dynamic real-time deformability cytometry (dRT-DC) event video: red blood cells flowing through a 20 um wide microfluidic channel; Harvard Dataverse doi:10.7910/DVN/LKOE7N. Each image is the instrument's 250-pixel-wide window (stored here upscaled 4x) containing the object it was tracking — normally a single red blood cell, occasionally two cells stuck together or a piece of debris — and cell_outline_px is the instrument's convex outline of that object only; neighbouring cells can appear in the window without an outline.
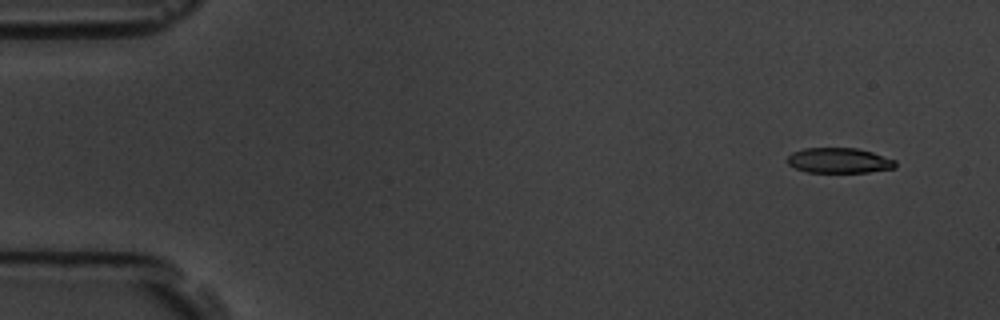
{"species": "common noctule bat (a hibernating species)", "species_latin": "Nyctalus noctula", "temperature_condition": "room temperature", "stored_images_in_passage": 5, "camera_frame_rate_fps": 3000, "um_per_image_px": 0.085, "animal": {"sex": "male", "body_mass_g": 19.5, "forearm_length_mm": 54.6}, "frame": {"image": 1, "passage_image": 2, "time_ms": 1.0, "image_size_px": [1000, 320], "cell_outline_px": [[896, 168], [868, 172], [808, 172], [796, 168], [788, 164], [784, 160], [792, 152], [804, 148], [856, 148], [872, 152], [896, 160]], "centroid_in_image_um": [71.31, 13.64], "position_along_channel_um": 13.7, "area_um2": 15.95}}
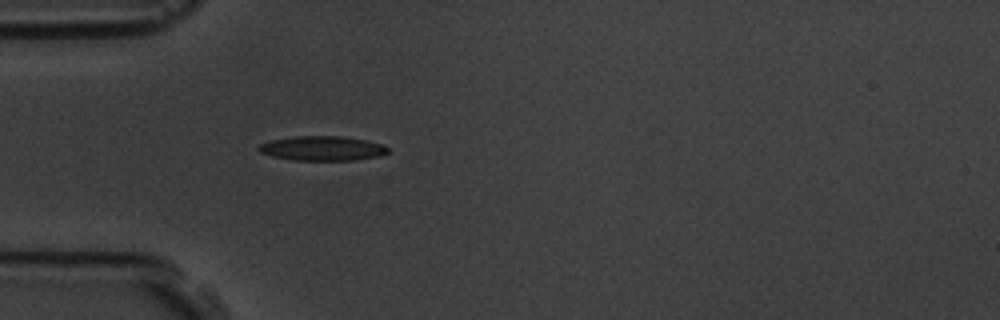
{"frame": {"image": 2, "passage_image": 5, "time_ms": 5.333, "image_size_px": [1000, 320], "cell_outline_px": [[388, 152], [380, 156], [356, 160], [292, 160], [272, 156], [260, 152], [256, 148], [260, 144], [272, 140], [292, 136], [340, 136], [364, 140], [384, 144], [388, 148]], "centroid_in_image_um": [27.4, 12.61], "position_along_channel_um": 57.6, "area_um2": 18.5}}